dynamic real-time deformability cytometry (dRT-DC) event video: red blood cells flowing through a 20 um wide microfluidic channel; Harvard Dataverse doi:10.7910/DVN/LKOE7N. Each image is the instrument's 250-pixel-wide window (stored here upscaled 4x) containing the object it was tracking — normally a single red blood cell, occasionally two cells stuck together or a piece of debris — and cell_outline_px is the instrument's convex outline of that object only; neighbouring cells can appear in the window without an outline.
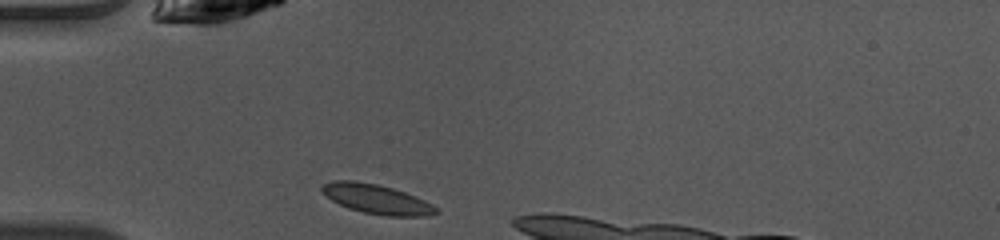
{"species": "common noctule bat (a hibernating species)", "species_latin": "Nyctalus noctula", "temperature_condition": "warm", "stored_images_in_passage": 4, "camera_frame_rate_fps": 3000, "um_per_image_px": 0.085, "animal": {"sex": "female", "body_mass_g": 10.0, "forearm_length_mm": 53.1}, "frame": {"image": 1, "passage_image": 1, "time_ms": 0.0, "image_size_px": [1000, 240], "cell_outline_px": [[440, 212], [428, 216], [388, 216], [364, 212], [348, 208], [332, 200], [320, 188], [324, 184], [332, 180], [356, 180], [376, 184], [392, 188], [416, 196], [432, 204]], "centroid_in_image_um": [32.04, 16.92], "position_along_channel_um": 53.0, "area_um2": 19.42}}